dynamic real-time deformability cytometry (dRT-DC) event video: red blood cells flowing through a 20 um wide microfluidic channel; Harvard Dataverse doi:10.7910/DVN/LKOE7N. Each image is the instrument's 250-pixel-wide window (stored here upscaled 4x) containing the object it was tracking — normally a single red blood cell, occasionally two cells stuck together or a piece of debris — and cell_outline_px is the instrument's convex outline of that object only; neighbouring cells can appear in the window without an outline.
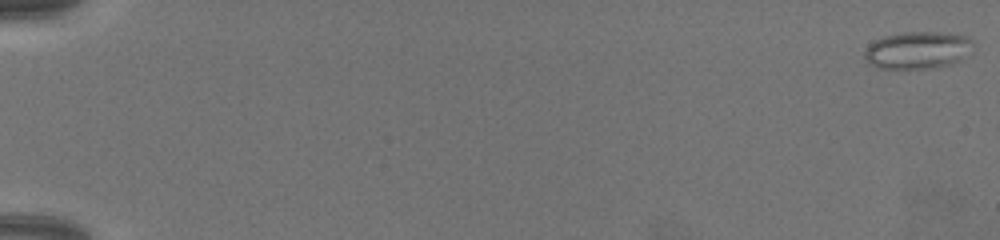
{"species": "common noctule bat (a hibernating species)", "species_latin": "Nyctalus noctula", "temperature_condition": "warm", "stored_images_in_passage": 69, "camera_frame_rate_fps": 3000, "um_per_image_px": 0.085, "animal": {"sex": "female", "body_mass_g": 19.5, "forearm_length_mm": 54.1}, "frame": {"image": 1, "passage_image": 1, "time_ms": 0.0, "image_size_px": [1000, 240], "cell_outline_px": [[972, 52], [960, 60], [952, 64], [932, 68], [876, 68], [868, 64], [864, 56], [864, 52], [868, 44], [884, 36], [904, 32], [936, 32], [968, 36], [972, 40]], "centroid_in_image_um": [78.0, 4.27], "position_along_channel_um": 7.0, "area_um2": 23.76}}
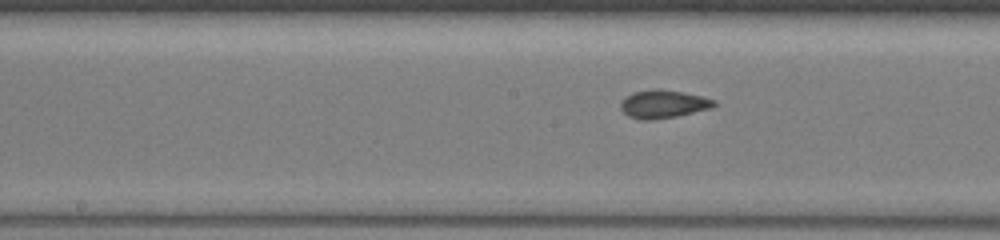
{"frame": {"image": 2, "passage_image": 38, "time_ms": 12.333, "image_size_px": [1000, 240], "cell_outline_px": [[716, 104], [712, 108], [676, 116], [652, 120], [640, 120], [628, 116], [620, 108], [620, 100], [624, 96], [632, 92], [652, 88], [660, 88], [684, 92], [716, 100]], "centroid_in_image_um": [56.33, 8.83], "position_along_channel_um": 191.9, "area_um2": 15.61}}
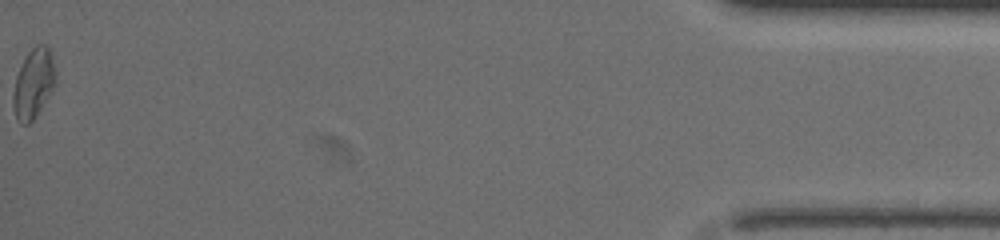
{"frame": {"image": 3, "passage_image": 69, "time_ms": 22.667, "image_size_px": [1000, 240], "cell_outline_px": [[56, 84], [36, 116], [28, 124], [24, 124], [16, 120], [12, 104], [12, 96], [16, 76], [28, 52], [36, 44], [48, 44], [52, 52], [56, 72]], "centroid_in_image_um": [2.87, 7.07], "position_along_channel_um": 432.3, "area_um2": 17.46}}